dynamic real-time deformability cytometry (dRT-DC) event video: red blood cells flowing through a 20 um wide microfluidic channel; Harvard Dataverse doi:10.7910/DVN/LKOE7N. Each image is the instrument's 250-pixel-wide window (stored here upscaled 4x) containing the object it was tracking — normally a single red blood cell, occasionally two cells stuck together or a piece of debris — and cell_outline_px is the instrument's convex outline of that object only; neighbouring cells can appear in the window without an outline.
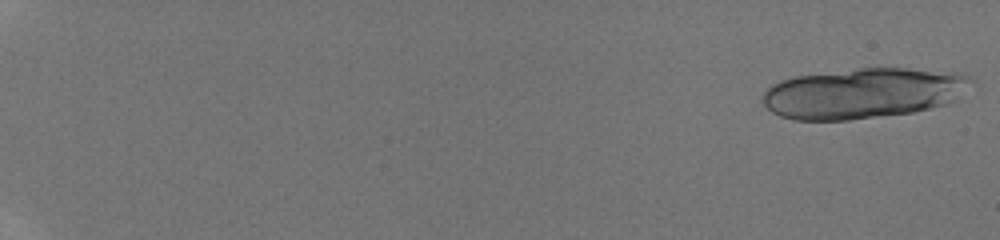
{"species": "human", "species_latin": "Homo sapiens", "temperature_condition": "room temperature", "stored_images_in_passage": 9, "camera_frame_rate_fps": 3000, "um_per_image_px": 0.085, "donor": {"sex": "male"}, "frame": {"image": 1, "passage_image": 1, "time_ms": 0.0, "image_size_px": [1000, 240], "cell_outline_px": [[976, 80], [956, 100], [948, 104], [932, 108], [912, 112], [848, 120], [792, 120], [780, 116], [772, 112], [764, 104], [764, 92], [772, 84], [780, 80], [796, 76], [860, 68], [908, 68], [960, 72]], "centroid_in_image_um": [73.43, 7.92], "position_along_channel_um": 11.6, "area_um2": 61.5}}
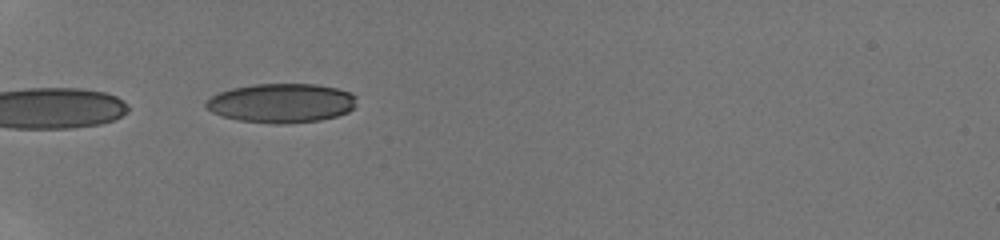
{"frame": {"image": 2, "passage_image": 8, "time_ms": 6.667, "image_size_px": [1000, 240], "cell_outline_px": [[356, 96], [352, 108], [348, 112], [336, 116], [320, 120], [284, 124], [272, 124], [240, 120], [224, 116], [212, 112], [204, 104], [212, 96], [220, 92], [232, 88], [252, 84], [316, 84], [336, 88], [352, 92]], "centroid_in_image_um": [23.93, 8.76], "position_along_channel_um": 61.1, "area_um2": 34.28}}